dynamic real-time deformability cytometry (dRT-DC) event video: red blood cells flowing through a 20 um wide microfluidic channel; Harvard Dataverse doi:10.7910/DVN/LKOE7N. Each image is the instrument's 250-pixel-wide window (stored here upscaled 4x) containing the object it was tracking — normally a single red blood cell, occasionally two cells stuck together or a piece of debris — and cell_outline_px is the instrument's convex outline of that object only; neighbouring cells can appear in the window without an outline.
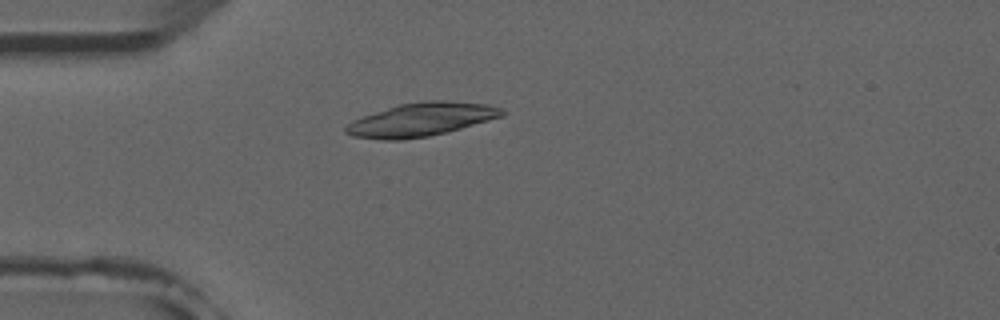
{"species": "common noctule bat (a hibernating species)", "species_latin": "Nyctalus noctula", "temperature_condition": "room temperature", "stored_images_in_passage": 4, "camera_frame_rate_fps": 3000, "um_per_image_px": 0.085, "animal": {"sex": "male", "forearm_length_mm": 52.5}, "frame": {"image": 1, "passage_image": 4, "time_ms": 3.333, "image_size_px": [1000, 320], "cell_outline_px": [[504, 116], [448, 132], [428, 136], [400, 140], [380, 140], [352, 136], [344, 132], [344, 128], [352, 120], [400, 104], [420, 100], [448, 100], [488, 104], [500, 108], [504, 112]], "centroid_in_image_um": [35.81, 10.16], "position_along_channel_um": 49.2, "area_um2": 30.52}}